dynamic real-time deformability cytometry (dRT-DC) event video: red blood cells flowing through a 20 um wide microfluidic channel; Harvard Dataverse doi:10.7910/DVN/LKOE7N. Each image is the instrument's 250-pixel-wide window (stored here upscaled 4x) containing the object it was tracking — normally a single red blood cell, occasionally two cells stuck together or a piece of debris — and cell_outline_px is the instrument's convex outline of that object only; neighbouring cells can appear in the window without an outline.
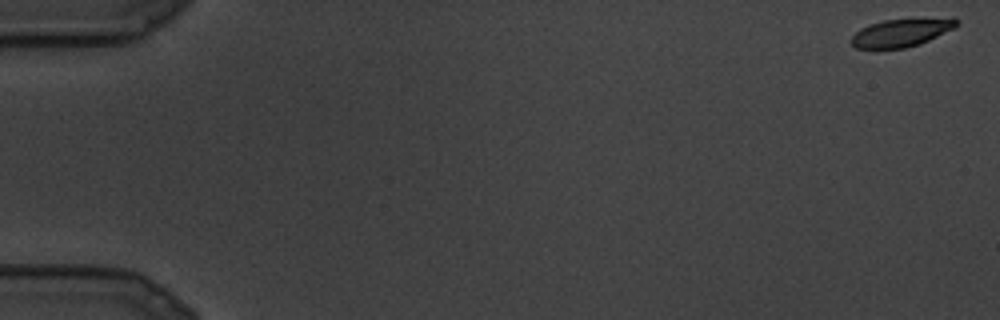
{"species": "common noctule bat (a hibernating species)", "species_latin": "Nyctalus noctula", "temperature_condition": "cold", "stored_images_in_passage": 13, "camera_frame_rate_fps": 3000, "um_per_image_px": 0.085, "animal": {"sex": "male", "body_mass_g": 19.5, "forearm_length_mm": 54.6}, "frame": {"image": 1, "passage_image": 1, "time_ms": 0.0, "image_size_px": [1000, 320], "cell_outline_px": [[960, 24], [956, 28], [920, 44], [904, 48], [856, 48], [852, 44], [852, 36], [860, 28], [884, 20], [952, 16]], "centroid_in_image_um": [76.71, 2.74], "position_along_channel_um": 8.3, "area_um2": 17.4}}
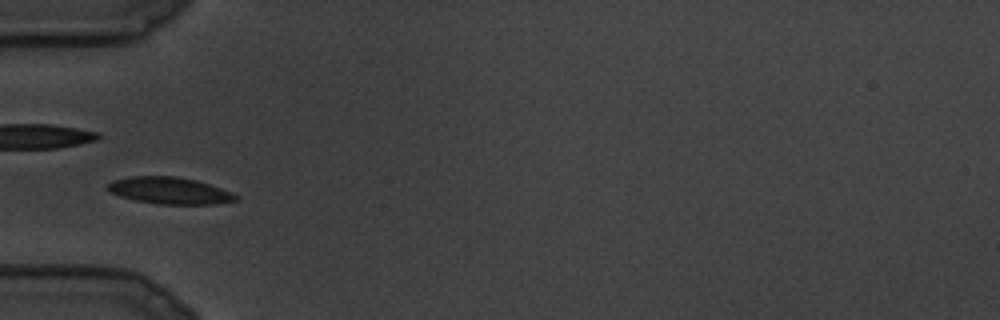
{"frame": {"image": 2, "passage_image": 10, "time_ms": 3.0, "image_size_px": [1000, 320], "cell_outline_px": [[240, 200], [216, 204], [160, 204], [136, 200], [120, 196], [108, 192], [108, 184], [112, 180], [128, 176], [176, 176], [196, 180], [232, 192], [240, 196]], "centroid_in_image_um": [14.44, 16.2], "position_along_channel_um": 70.6, "area_um2": 20.11}}